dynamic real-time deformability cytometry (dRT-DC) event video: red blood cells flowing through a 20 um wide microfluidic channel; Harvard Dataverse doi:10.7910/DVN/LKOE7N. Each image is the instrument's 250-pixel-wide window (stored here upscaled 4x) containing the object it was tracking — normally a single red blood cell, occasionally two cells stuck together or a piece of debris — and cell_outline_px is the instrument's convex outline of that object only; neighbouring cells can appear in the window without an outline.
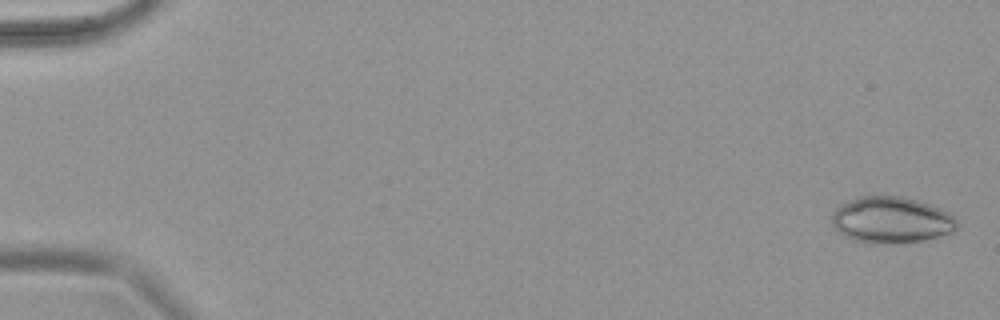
{"species": "common noctule bat (a hibernating species)", "species_latin": "Nyctalus noctula", "temperature_condition": "warm", "stored_images_in_passage": 69, "camera_frame_rate_fps": 3000, "um_per_image_px": 0.085, "animal": {"sex": "female", "body_mass_g": 18.4}, "frame": {"image": 1, "passage_image": 2, "time_ms": 0.333, "image_size_px": [1000, 320], "cell_outline_px": [[960, 224], [956, 232], [924, 240], [880, 244], [864, 244], [852, 240], [844, 236], [832, 224], [832, 212], [840, 204], [860, 196], [904, 196], [952, 212]], "centroid_in_image_um": [75.8, 18.71], "position_along_channel_um": 9.2, "area_um2": 34.39}}
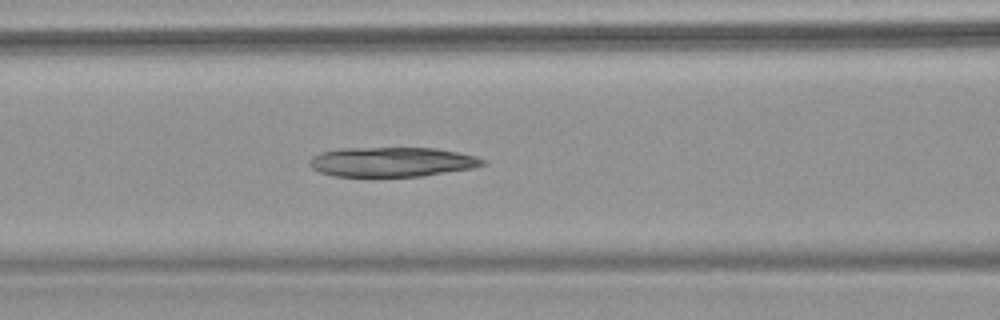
{"frame": {"image": 2, "passage_image": 31, "time_ms": 10.0, "image_size_px": [1000, 320], "cell_outline_px": [[484, 164], [472, 168], [424, 176], [332, 176], [320, 172], [312, 168], [308, 164], [312, 156], [320, 152], [340, 148], [436, 148], [476, 156], [484, 160]], "centroid_in_image_um": [33.27, 13.76], "position_along_channel_um": 133.3, "area_um2": 29.82}}
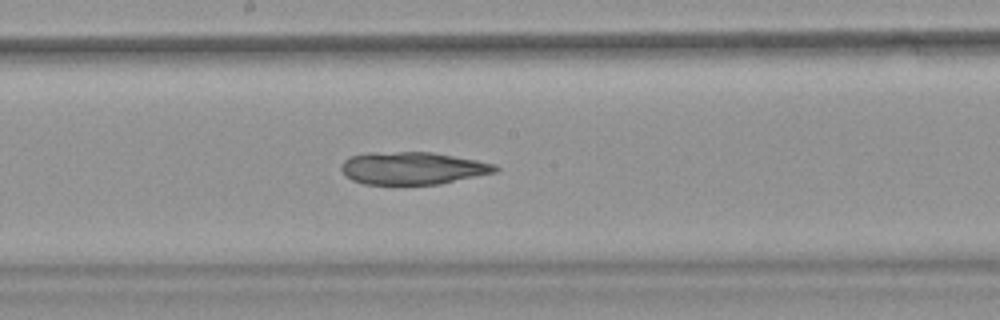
{"frame": {"image": 3, "passage_image": 39, "time_ms": 12.667, "image_size_px": [1000, 320], "cell_outline_px": [[500, 168], [496, 172], [440, 184], [364, 184], [352, 180], [344, 176], [340, 168], [340, 164], [348, 156], [368, 152], [432, 152], [476, 160], [496, 164]], "centroid_in_image_um": [35.03, 14.29], "position_along_channel_um": 213.2, "area_um2": 29.42}}